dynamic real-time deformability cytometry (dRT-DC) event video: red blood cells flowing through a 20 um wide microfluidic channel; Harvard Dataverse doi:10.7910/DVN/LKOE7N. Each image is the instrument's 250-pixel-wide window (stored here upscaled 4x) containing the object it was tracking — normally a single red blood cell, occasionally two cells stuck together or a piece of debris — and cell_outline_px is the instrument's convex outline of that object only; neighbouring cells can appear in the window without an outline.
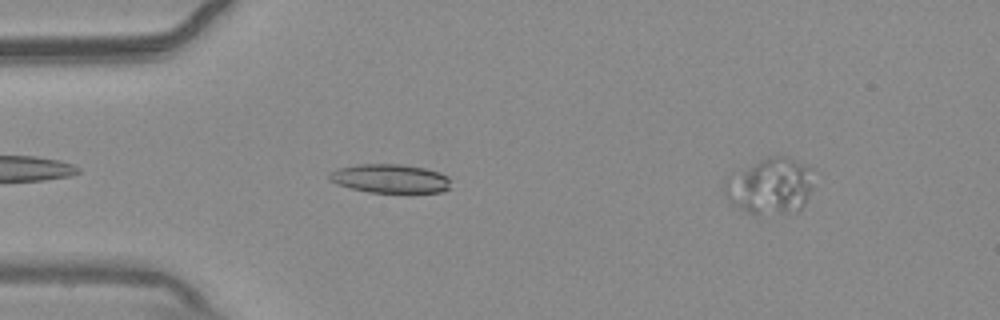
{"species": "common noctule bat (a hibernating species)", "species_latin": "Nyctalus noctula", "temperature_condition": "warm", "stored_images_in_passage": 38, "camera_frame_rate_fps": 3000, "um_per_image_px": 0.085, "animal": {"sex": "male", "body_mass_g": 20.4}, "frame": {"image": 1, "passage_image": 5, "time_ms": 1.333, "image_size_px": [1000, 320], "cell_outline_px": [[452, 188], [444, 192], [368, 192], [352, 188], [340, 184], [332, 180], [328, 176], [336, 168], [360, 164], [400, 164], [424, 168], [440, 172], [448, 176], [452, 180]], "centroid_in_image_um": [33.27, 15.17], "position_along_channel_um": 51.7, "area_um2": 20.4}}
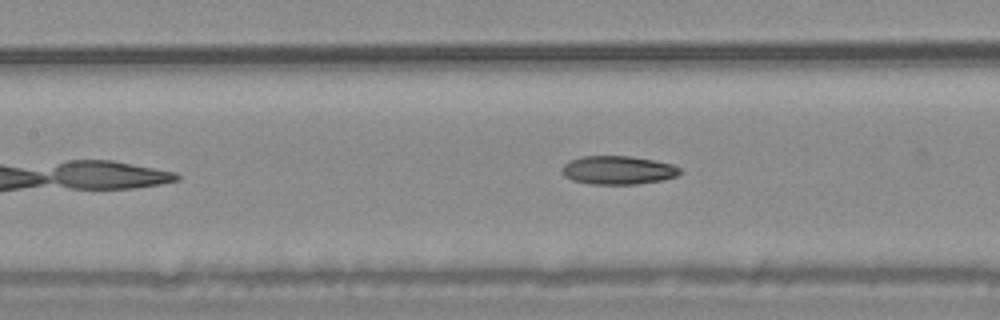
{"frame": {"image": 2, "passage_image": 14, "time_ms": 4.333, "image_size_px": [1000, 320], "cell_outline_px": [[680, 172], [676, 176], [660, 180], [636, 184], [592, 184], [572, 180], [564, 176], [560, 172], [564, 164], [568, 160], [584, 156], [632, 156], [672, 164], [680, 168]], "centroid_in_image_um": [52.48, 14.46], "position_along_channel_um": 154.9, "area_um2": 19.54}}
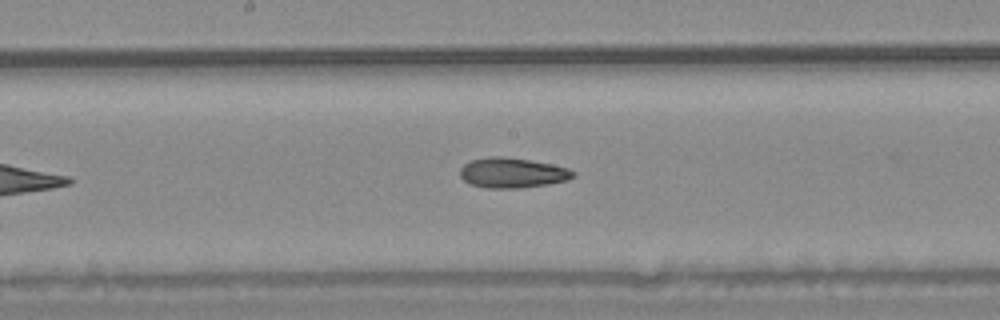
{"frame": {"image": 3, "passage_image": 18, "time_ms": 5.667, "image_size_px": [1000, 320], "cell_outline_px": [[576, 176], [568, 180], [548, 184], [520, 188], [488, 188], [468, 184], [460, 176], [460, 168], [464, 164], [472, 160], [488, 156], [500, 156], [528, 160], [552, 164], [568, 168], [576, 172]], "centroid_in_image_um": [43.55, 14.69], "position_along_channel_um": 204.6, "area_um2": 19.94}, "authors_computed_cell_mechanics": {"area_um2": 19.7387, "velocity_mm_per_s": 3.7409, "shape_relaxation_time_tau1_ms": 6.8044, "shape_relaxation_time_tau2_ms": 3.2908, "deformation_change_tau1": 0.1702, "deformation_change_tau2": 0.1197}}